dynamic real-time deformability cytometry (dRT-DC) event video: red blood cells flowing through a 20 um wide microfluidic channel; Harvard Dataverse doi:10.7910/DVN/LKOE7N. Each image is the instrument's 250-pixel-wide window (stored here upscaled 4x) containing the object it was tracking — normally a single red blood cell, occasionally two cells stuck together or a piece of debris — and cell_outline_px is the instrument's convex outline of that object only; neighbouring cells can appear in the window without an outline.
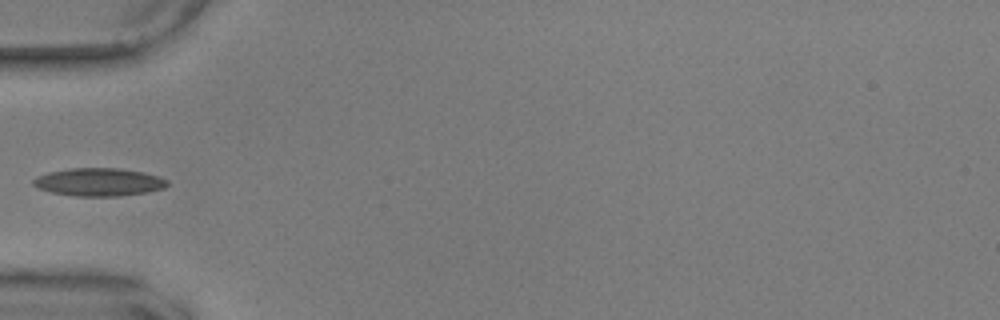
{"species": "common noctule bat (a hibernating species)", "species_latin": "Nyctalus noctula", "temperature_condition": "warm", "stored_images_in_passage": 38, "camera_frame_rate_fps": 3000, "um_per_image_px": 0.085, "animal": {"sex": "male", "body_mass_g": 17.9, "forearm_length_mm": 54.2}, "frame": {"image": 1, "passage_image": 1, "time_ms": 0.0, "image_size_px": [1000, 320], "cell_outline_px": [[168, 184], [164, 188], [148, 192], [120, 196], [76, 196], [52, 192], [40, 188], [32, 184], [32, 180], [36, 176], [48, 172], [72, 168], [116, 168], [144, 172], [160, 176], [168, 180]], "centroid_in_image_um": [8.43, 15.47], "position_along_channel_um": 76.6, "area_um2": 21.85}}
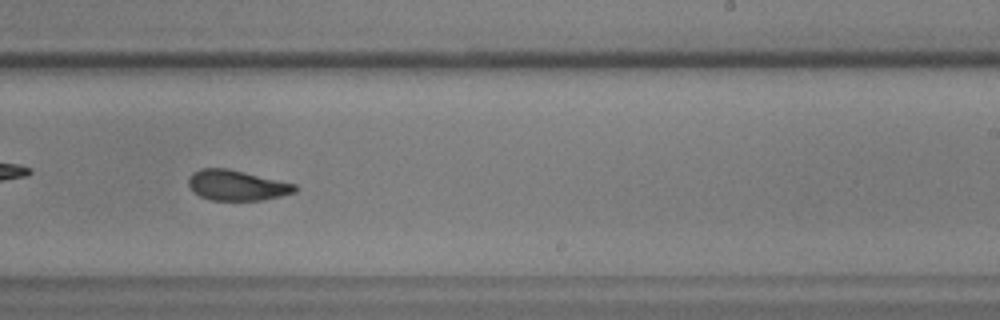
{"frame": {"image": 2, "passage_image": 17, "time_ms": 5.333, "image_size_px": [1000, 320], "cell_outline_px": [[296, 192], [280, 196], [260, 200], [212, 200], [200, 196], [192, 192], [188, 184], [188, 176], [192, 172], [200, 168], [228, 168], [296, 184]], "centroid_in_image_um": [20.08, 15.74], "position_along_channel_um": 268.9, "area_um2": 18.9}}